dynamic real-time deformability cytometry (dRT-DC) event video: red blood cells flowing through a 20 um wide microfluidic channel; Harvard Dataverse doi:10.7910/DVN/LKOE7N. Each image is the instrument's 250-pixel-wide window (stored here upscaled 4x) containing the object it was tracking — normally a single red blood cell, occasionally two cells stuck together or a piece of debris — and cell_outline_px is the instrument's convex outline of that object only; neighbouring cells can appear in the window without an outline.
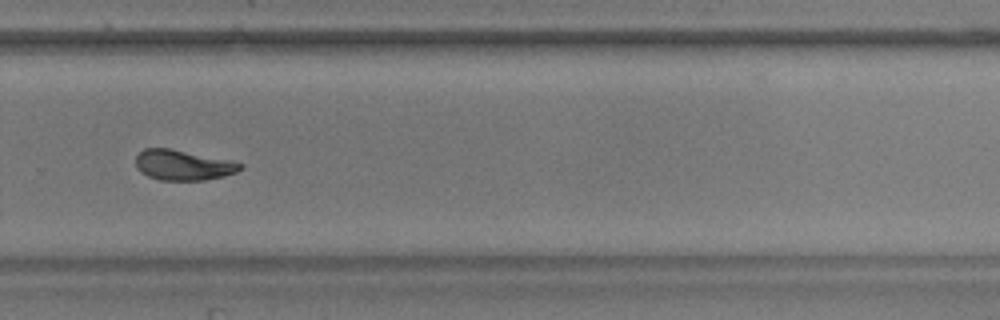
{"species": "common noctule bat (a hibernating species)", "species_latin": "Nyctalus noctula", "temperature_condition": "warm", "stored_images_in_passage": 39, "camera_frame_rate_fps": 3000, "um_per_image_px": 0.085, "animal": {"sex": "male", "body_mass_g": 17.9, "forearm_length_mm": 54.2}, "frame": {"image": 1, "passage_image": 23, "time_ms": 7.333, "image_size_px": [1000, 320], "cell_outline_px": [[244, 168], [236, 172], [224, 176], [204, 180], [160, 180], [148, 176], [140, 172], [136, 168], [136, 156], [144, 148], [172, 148], [244, 164]], "centroid_in_image_um": [15.53, 14.03], "position_along_channel_um": 314.3, "area_um2": 18.38}, "authors_computed_cell_mechanics": {"area_um2": 18.9006, "velocity_mm_per_s": 3.7943, "shape_relaxation_time_tau1_ms": 3.4835, "shape_relaxation_time_tau2_ms": 1.4378, "deformation_change_tau1": 0.1489, "deformation_change_tau2": 0.0611}}